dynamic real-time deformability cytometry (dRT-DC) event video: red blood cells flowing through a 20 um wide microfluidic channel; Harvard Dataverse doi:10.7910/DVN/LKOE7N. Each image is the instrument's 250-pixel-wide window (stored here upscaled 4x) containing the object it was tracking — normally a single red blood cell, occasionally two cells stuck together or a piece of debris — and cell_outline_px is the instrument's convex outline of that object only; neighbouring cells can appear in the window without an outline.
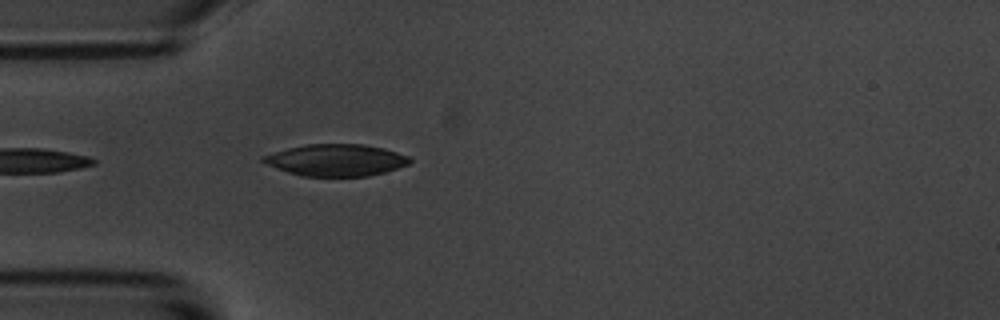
{"species": "common noctule bat (a hibernating species)", "species_latin": "Nyctalus noctula", "temperature_condition": "room temperature", "stored_images_in_passage": 1, "camera_frame_rate_fps": 3000, "um_per_image_px": 0.085, "animal": {"sex": "male", "body_mass_g": 20.1, "forearm_length_mm": 53.5}, "frame": {"image": 1, "passage_image": 1, "time_ms": 0.0, "image_size_px": [1000, 320], "cell_outline_px": [[412, 160], [408, 164], [384, 172], [368, 176], [300, 176], [264, 164], [260, 160], [260, 156], [288, 148], [308, 144], [364, 144], [384, 148], [408, 156]], "centroid_in_image_um": [28.52, 13.61], "position_along_channel_um": 56.5, "area_um2": 27.17}}